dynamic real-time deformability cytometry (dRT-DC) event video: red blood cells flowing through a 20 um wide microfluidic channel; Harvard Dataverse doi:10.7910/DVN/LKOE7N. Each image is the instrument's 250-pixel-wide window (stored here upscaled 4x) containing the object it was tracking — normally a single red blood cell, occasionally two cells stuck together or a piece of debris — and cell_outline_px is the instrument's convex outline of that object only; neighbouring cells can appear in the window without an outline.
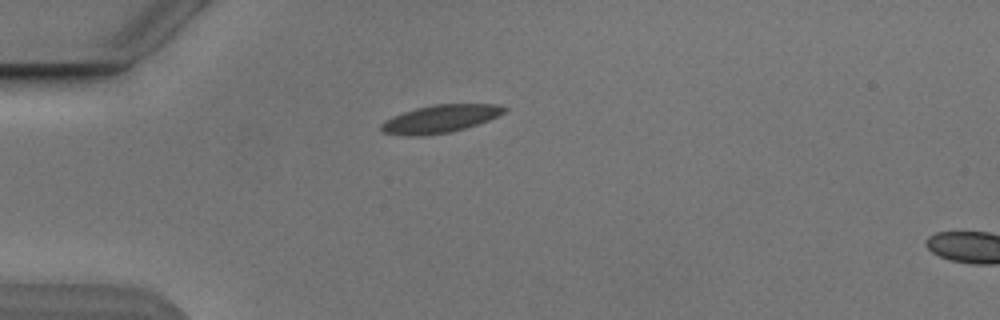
{"species": "Egyptian fruit bat (a non-hibernating species)", "species_latin": "Rousettus aegyptiacus", "temperature_condition": "cold", "stored_images_in_passage": 2, "camera_frame_rate_fps": 3000, "um_per_image_px": 0.085, "animal": {"sex": "male"}, "frame": {"image": 1, "passage_image": 1, "time_ms": 0.0, "image_size_px": [1000, 320], "cell_outline_px": [[508, 108], [504, 112], [488, 120], [452, 132], [420, 136], [408, 136], [380, 132], [380, 124], [384, 120], [392, 116], [416, 108], [436, 104], [496, 104]], "centroid_in_image_um": [37.36, 10.11], "position_along_channel_um": 47.6, "area_um2": 19.88}}